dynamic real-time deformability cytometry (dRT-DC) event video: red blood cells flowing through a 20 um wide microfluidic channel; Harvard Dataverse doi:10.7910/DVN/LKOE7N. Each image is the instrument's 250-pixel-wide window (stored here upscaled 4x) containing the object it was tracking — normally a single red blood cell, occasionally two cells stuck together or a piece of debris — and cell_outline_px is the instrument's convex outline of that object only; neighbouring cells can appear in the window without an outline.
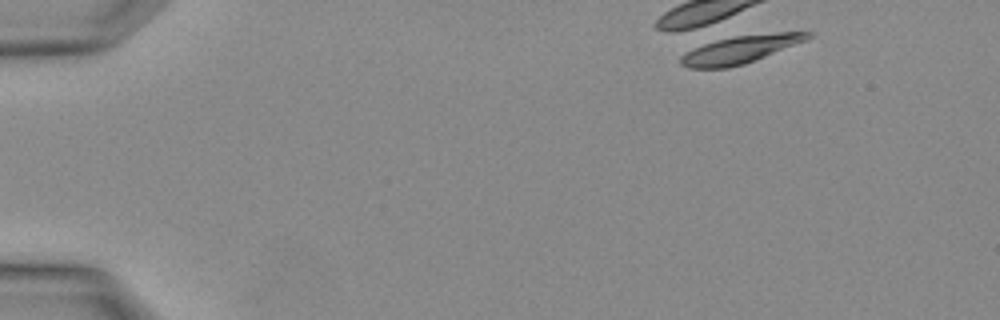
{"species": "Egyptian fruit bat (a non-hibernating species)", "species_latin": "Rousettus aegyptiacus", "temperature_condition": "warm", "stored_images_in_passage": 3, "camera_frame_rate_fps": 3000, "um_per_image_px": 0.085, "animal": {"sex": "female"}, "frame": {"image": 1, "passage_image": 3, "time_ms": 0.667, "image_size_px": [1000, 320], "cell_outline_px": [[812, 36], [804, 40], [744, 64], [728, 68], [688, 68], [680, 64], [680, 56], [704, 44], [716, 40], [732, 36], [776, 32], [812, 32]], "centroid_in_image_um": [62.88, 4.2], "position_along_channel_um": 22.1, "area_um2": 20.0}}